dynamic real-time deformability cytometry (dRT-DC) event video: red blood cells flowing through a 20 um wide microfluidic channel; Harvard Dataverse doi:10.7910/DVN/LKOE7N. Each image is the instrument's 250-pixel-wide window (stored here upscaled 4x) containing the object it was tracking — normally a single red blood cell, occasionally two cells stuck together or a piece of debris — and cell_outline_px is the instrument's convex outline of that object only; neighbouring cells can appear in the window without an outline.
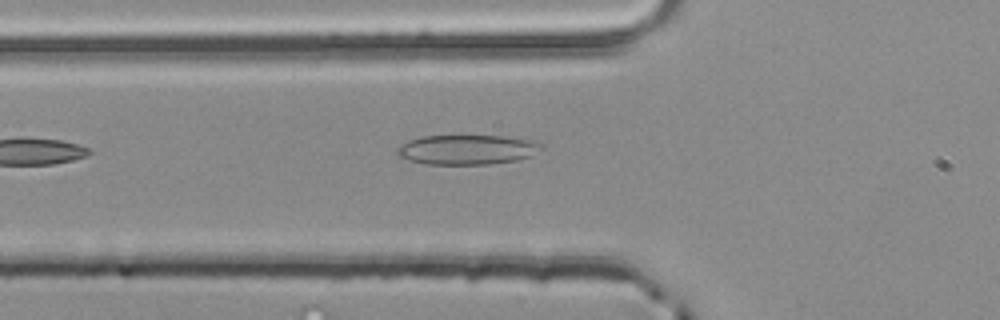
{"species": "common noctule bat (a hibernating species)", "species_latin": "Nyctalus noctula", "temperature_condition": "room temperature", "stored_images_in_passage": 4, "camera_frame_rate_fps": 3000, "um_per_image_px": 0.085, "animal": {"sex": "male", "body_mass_g": 20.4}, "frame": {"image": 1, "passage_image": 4, "time_ms": 1.0, "image_size_px": [1000, 320], "cell_outline_px": [[544, 148], [532, 156], [516, 160], [488, 164], [424, 164], [408, 160], [396, 156], [396, 148], [408, 140], [420, 136], [504, 136], [544, 144]], "centroid_in_image_um": [39.65, 12.73], "position_along_channel_um": 86.1, "area_um2": 25.03}}